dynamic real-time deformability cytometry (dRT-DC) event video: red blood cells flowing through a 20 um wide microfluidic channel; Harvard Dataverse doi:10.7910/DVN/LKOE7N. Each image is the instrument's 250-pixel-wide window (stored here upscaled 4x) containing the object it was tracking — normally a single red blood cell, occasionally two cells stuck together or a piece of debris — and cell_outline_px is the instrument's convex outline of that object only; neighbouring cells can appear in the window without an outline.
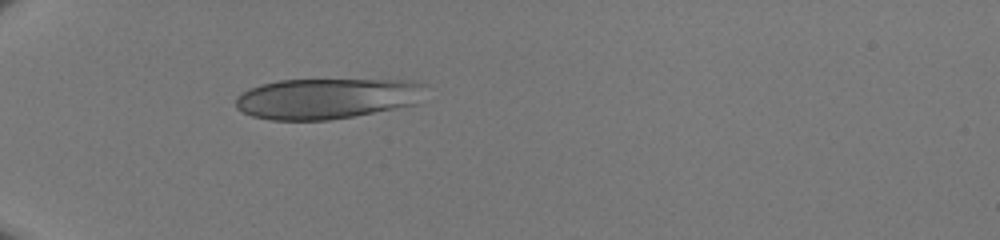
{"species": "human", "species_latin": "Homo sapiens", "temperature_condition": "room temperature", "stored_images_in_passage": 33, "camera_frame_rate_fps": 3000, "um_per_image_px": 0.085, "donor": {"sex": "male"}, "frame": {"image": 1, "passage_image": 1, "time_ms": 0.0, "image_size_px": [1000, 240], "cell_outline_px": [[424, 84], [416, 104], [352, 116], [328, 120], [268, 120], [252, 116], [236, 108], [236, 96], [240, 92], [248, 88], [260, 84], [280, 80], [412, 80]], "centroid_in_image_um": [27.68, 8.37], "position_along_channel_um": 57.3, "area_um2": 44.74}}
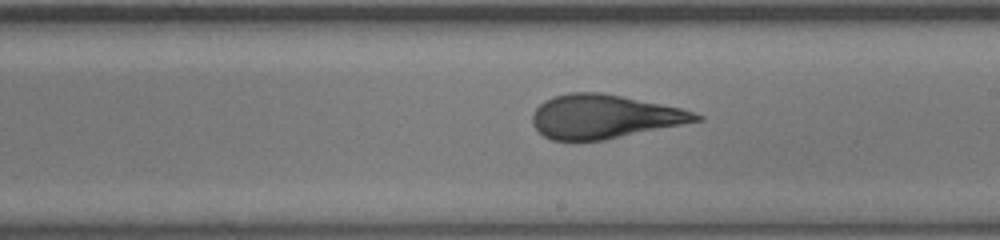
{"frame": {"image": 2, "passage_image": 15, "time_ms": 4.667, "image_size_px": [1000, 240], "cell_outline_px": [[704, 120], [604, 140], [552, 140], [544, 136], [532, 124], [532, 112], [544, 100], [552, 96], [568, 92], [600, 92], [680, 108], [704, 116]], "centroid_in_image_um": [51.33, 9.91], "position_along_channel_um": 237.7, "area_um2": 41.56}}
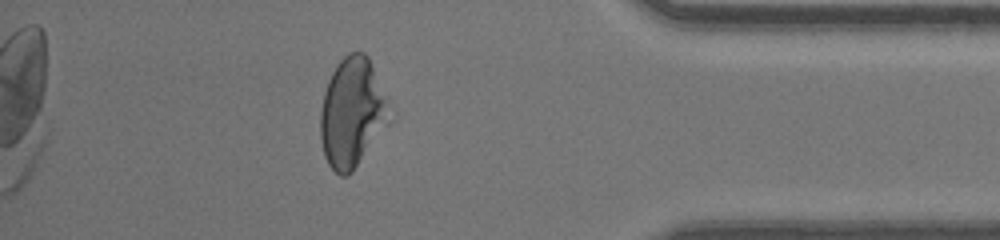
{"frame": {"image": 3, "passage_image": 28, "time_ms": 9.0, "image_size_px": [1000, 240], "cell_outline_px": [[396, 120], [352, 172], [348, 176], [340, 176], [328, 164], [324, 156], [320, 136], [320, 112], [324, 92], [328, 80], [336, 64], [348, 52], [364, 52], [368, 56], [396, 116]], "centroid_in_image_um": [30.01, 9.61], "position_along_channel_um": 405.2, "area_um2": 45.6}}